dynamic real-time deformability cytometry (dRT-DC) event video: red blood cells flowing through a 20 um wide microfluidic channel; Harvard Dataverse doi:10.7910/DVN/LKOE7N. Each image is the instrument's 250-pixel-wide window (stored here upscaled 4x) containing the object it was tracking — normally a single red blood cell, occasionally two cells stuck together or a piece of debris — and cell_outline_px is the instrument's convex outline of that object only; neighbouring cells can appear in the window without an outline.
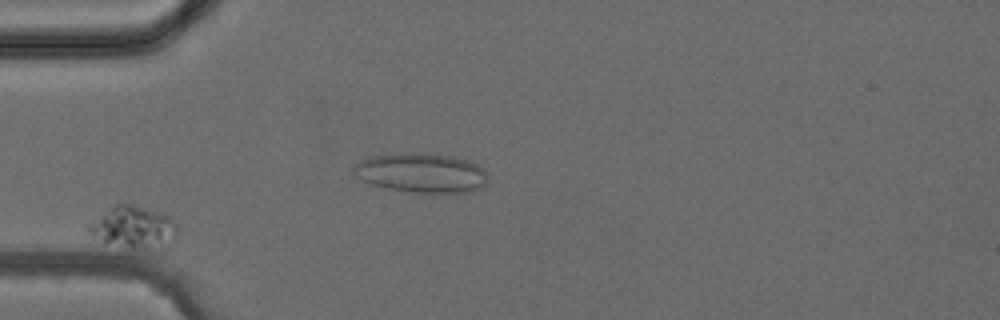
{"species": "common noctule bat (a hibernating species)", "species_latin": "Nyctalus noctula", "temperature_condition": "cold", "stored_images_in_passage": 4, "camera_frame_rate_fps": 3000, "um_per_image_px": 0.085, "animal": {"sex": "female", "body_mass_g": 24.6, "forearm_length_mm": 56.2}, "frame": {"image": 1, "passage_image": 4, "time_ms": 3.333, "image_size_px": [1000, 320], "cell_outline_px": [[176, 240], [172, 248], [164, 252], [160, 252], [104, 244], [92, 236], [88, 232], [88, 228], [92, 224], [116, 204], [128, 204], [156, 212], [168, 216], [176, 224]], "centroid_in_image_um": [11.47, 19.45], "position_along_channel_um": 73.5, "area_um2": 22.02}}